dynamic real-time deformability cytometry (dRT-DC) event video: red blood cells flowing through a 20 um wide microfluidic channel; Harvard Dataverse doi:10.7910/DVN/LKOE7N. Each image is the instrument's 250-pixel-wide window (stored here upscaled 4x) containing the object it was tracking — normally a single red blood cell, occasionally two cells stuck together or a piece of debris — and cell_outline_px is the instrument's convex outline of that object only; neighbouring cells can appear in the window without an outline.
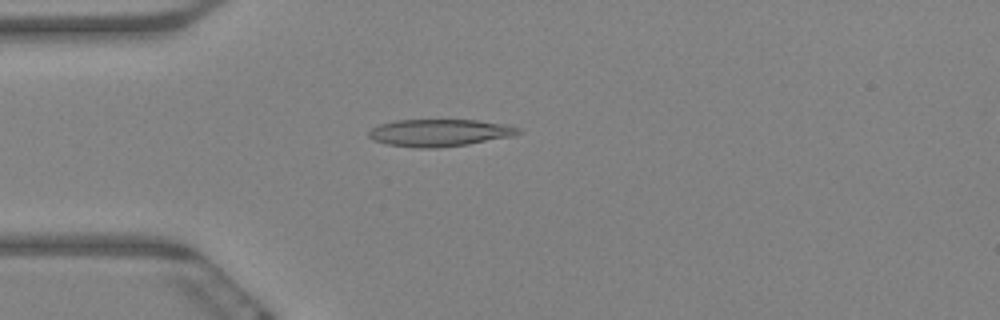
{"species": "Egyptian fruit bat (a non-hibernating species)", "species_latin": "Rousettus aegyptiacus", "temperature_condition": "warm", "stored_images_in_passage": 59, "camera_frame_rate_fps": 3000, "um_per_image_px": 0.085, "animal": {"sex": "female"}, "frame": {"image": 1, "passage_image": 16, "time_ms": 5.0, "image_size_px": [1000, 320], "cell_outline_px": [[524, 132], [512, 136], [468, 144], [436, 148], [416, 148], [388, 144], [372, 140], [368, 136], [368, 132], [372, 128], [380, 124], [392, 120], [476, 120], [504, 124], [520, 128]], "centroid_in_image_um": [37.35, 11.28], "position_along_channel_um": 47.7, "area_um2": 23.76}}
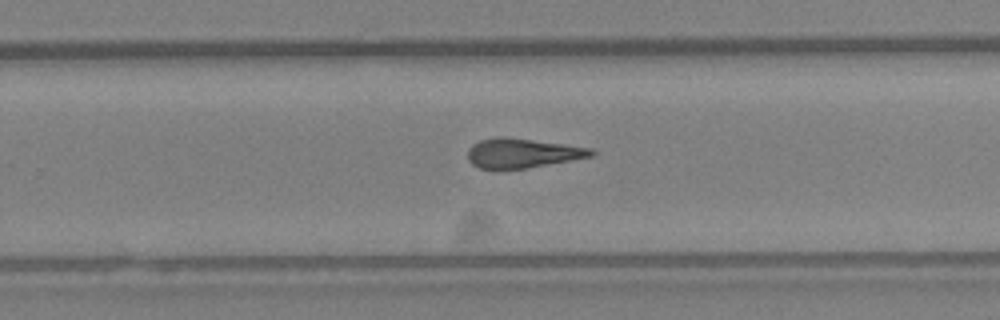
{"frame": {"image": 2, "passage_image": 38, "time_ms": 12.333, "image_size_px": [1000, 320], "cell_outline_px": [[596, 152], [592, 156], [572, 160], [524, 168], [480, 168], [472, 164], [468, 160], [468, 148], [472, 144], [480, 140], [496, 136], [504, 136], [564, 144], [592, 148]], "centroid_in_image_um": [44.38, 12.99], "position_along_channel_um": 285.4, "area_um2": 21.04}}
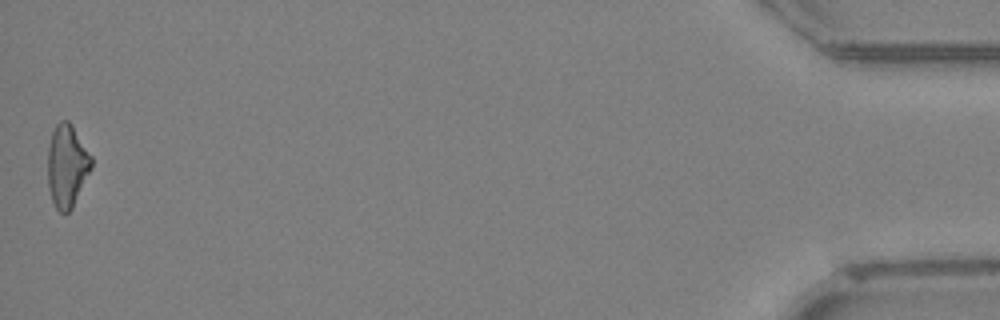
{"frame": {"image": 3, "passage_image": 59, "time_ms": 19.333, "image_size_px": [1000, 320], "cell_outline_px": [[92, 168], [72, 208], [68, 212], [60, 212], [56, 208], [52, 200], [48, 188], [48, 148], [52, 132], [56, 124], [60, 120], [68, 120], [72, 124], [92, 156]], "centroid_in_image_um": [5.7, 14.07], "position_along_channel_um": 429.5, "area_um2": 21.1}, "authors_computed_cell_mechanics": {"area_um2": 22.0218, "velocity_mm_per_s": 3.442, "shape_relaxation_time_tau1_ms": null, "shape_relaxation_time_tau2_ms": 4.9275, "deformation_change_tau1": null, "deformation_change_tau2": 0.1775}}